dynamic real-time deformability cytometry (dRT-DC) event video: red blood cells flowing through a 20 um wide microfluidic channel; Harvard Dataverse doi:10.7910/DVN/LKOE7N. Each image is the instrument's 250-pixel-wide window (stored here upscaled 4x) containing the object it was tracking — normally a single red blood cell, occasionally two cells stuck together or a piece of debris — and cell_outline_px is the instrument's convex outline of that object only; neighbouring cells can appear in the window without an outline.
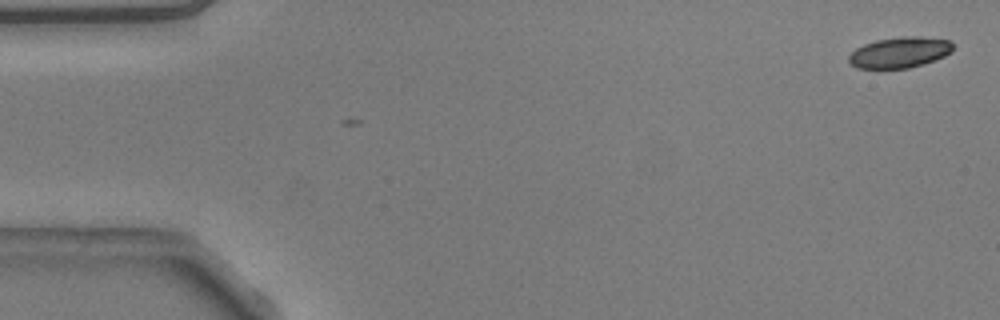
{"species": "common noctule bat (a hibernating species)", "species_latin": "Nyctalus noctula", "temperature_condition": "warm", "stored_images_in_passage": 2, "camera_frame_rate_fps": 3000, "um_per_image_px": 0.085, "animal": {"sex": "male", "body_mass_g": 20.5, "forearm_length_mm": 52.5}, "frame": {"image": 1, "passage_image": 2, "time_ms": 0.333, "image_size_px": [1000, 320], "cell_outline_px": [[952, 52], [944, 56], [924, 64], [908, 68], [856, 68], [848, 60], [848, 56], [856, 48], [864, 44], [876, 40], [904, 36], [920, 36], [952, 40]], "centroid_in_image_um": [76.49, 4.45], "position_along_channel_um": 8.5, "area_um2": 18.73}}